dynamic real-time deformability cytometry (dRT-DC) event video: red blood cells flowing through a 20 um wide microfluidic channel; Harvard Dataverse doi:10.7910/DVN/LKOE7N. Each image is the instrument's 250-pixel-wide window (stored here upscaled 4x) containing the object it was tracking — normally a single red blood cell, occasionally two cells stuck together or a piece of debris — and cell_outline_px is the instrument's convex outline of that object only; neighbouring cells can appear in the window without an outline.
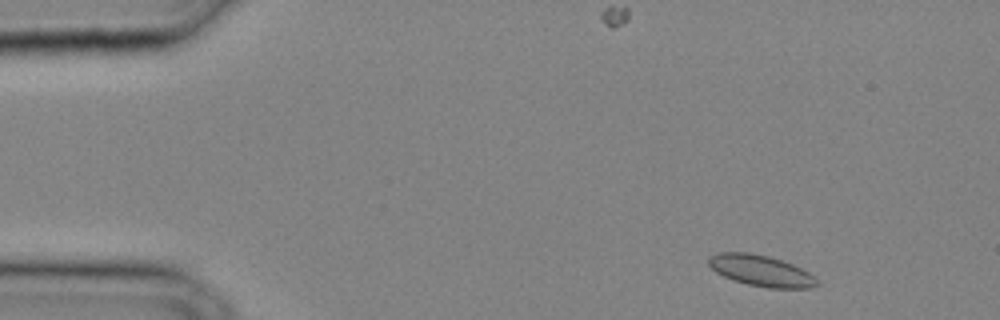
{"species": "common noctule bat (a hibernating species)", "species_latin": "Nyctalus noctula", "temperature_condition": "cold", "stored_images_in_passage": 31, "camera_frame_rate_fps": 3000, "um_per_image_px": 0.085, "animal": {"sex": "male", "body_mass_g": 20.4}, "frame": {"image": 1, "passage_image": 2, "time_ms": 0.333, "image_size_px": [1000, 320], "cell_outline_px": [[820, 284], [812, 288], [768, 288], [748, 284], [732, 280], [716, 272], [708, 264], [708, 256], [720, 252], [748, 252], [768, 256], [792, 264], [808, 272]], "centroid_in_image_um": [64.65, 23.01], "position_along_channel_um": 20.3, "area_um2": 19.54}}
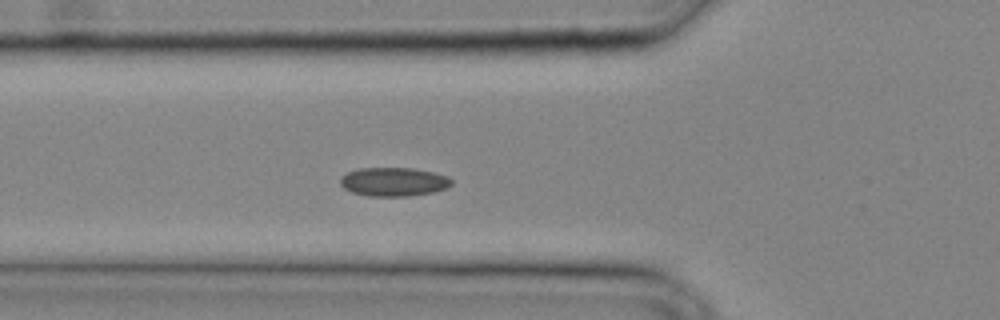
{"frame": {"image": 2, "passage_image": 10, "time_ms": 3.0, "image_size_px": [1000, 320], "cell_outline_px": [[452, 184], [444, 188], [432, 192], [408, 196], [368, 196], [352, 192], [344, 188], [340, 184], [340, 176], [356, 168], [412, 168], [432, 172], [448, 176], [452, 180]], "centroid_in_image_um": [33.42, 15.45], "position_along_channel_um": 92.4, "area_um2": 18.61}}
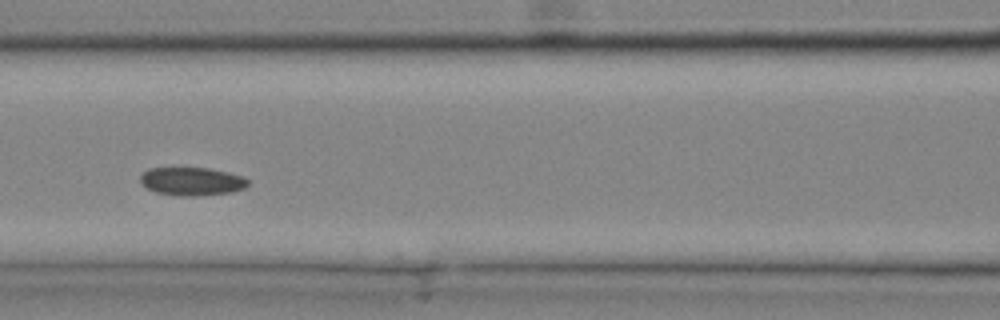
{"frame": {"image": 3, "passage_image": 13, "time_ms": 4.0, "image_size_px": [1000, 320], "cell_outline_px": [[248, 184], [244, 188], [232, 192], [192, 196], [184, 196], [156, 192], [148, 188], [140, 180], [140, 176], [148, 168], [208, 168], [228, 172], [244, 176], [248, 180]], "centroid_in_image_um": [16.33, 15.4], "position_along_channel_um": 150.3, "area_um2": 17.51}}